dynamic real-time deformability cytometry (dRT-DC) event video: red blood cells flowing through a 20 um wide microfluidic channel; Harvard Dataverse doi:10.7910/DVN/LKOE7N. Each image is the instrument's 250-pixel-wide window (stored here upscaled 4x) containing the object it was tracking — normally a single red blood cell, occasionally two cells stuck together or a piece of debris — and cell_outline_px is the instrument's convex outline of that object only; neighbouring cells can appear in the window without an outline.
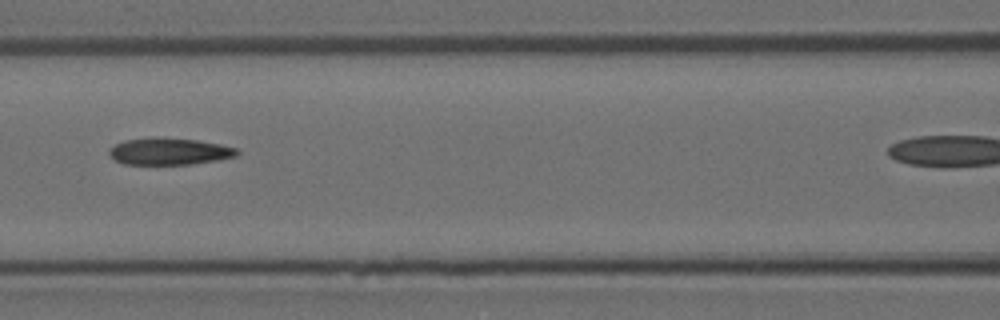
{"species": "Egyptian fruit bat (a non-hibernating species)", "species_latin": "Rousettus aegyptiacus", "temperature_condition": "room temperature", "stored_images_in_passage": 6, "camera_frame_rate_fps": 3000, "um_per_image_px": 0.085, "animal": {"sex": "female"}, "frame": {"image": 1, "passage_image": 4, "time_ms": 1.0, "image_size_px": [1000, 320], "cell_outline_px": [[240, 152], [236, 156], [216, 160], [188, 164], [124, 164], [116, 160], [108, 152], [116, 144], [124, 140], [152, 136], [160, 136], [196, 140], [220, 144], [236, 148]], "centroid_in_image_um": [14.39, 12.84], "position_along_channel_um": 152.2, "area_um2": 20.0}}